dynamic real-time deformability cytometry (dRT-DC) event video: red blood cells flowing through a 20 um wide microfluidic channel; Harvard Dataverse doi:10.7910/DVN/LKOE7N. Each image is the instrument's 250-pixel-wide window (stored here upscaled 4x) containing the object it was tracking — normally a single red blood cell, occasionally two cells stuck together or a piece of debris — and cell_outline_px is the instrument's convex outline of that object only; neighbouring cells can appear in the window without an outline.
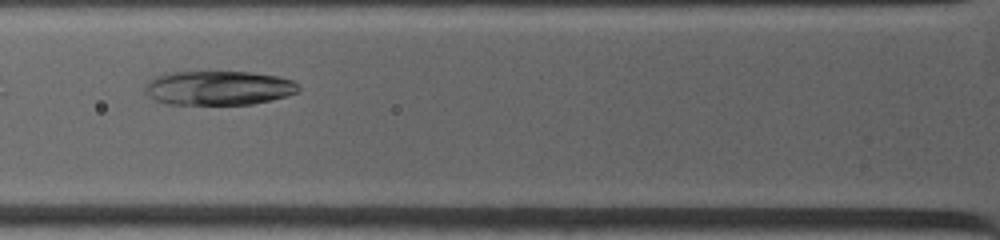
{"species": "common noctule bat (a hibernating species)", "species_latin": "Nyctalus noctula", "temperature_condition": "warm", "stored_images_in_passage": 8, "camera_frame_rate_fps": 4500, "um_per_image_px": 0.085, "animal": {"sex": "female", "body_mass_g": 19.0, "forearm_length_mm": 53.3}, "frame": {"image": 1, "passage_image": 5, "time_ms": 2.222, "image_size_px": [1000, 240], "cell_outline_px": [[300, 92], [288, 96], [272, 100], [252, 104], [168, 104], [156, 100], [148, 96], [144, 92], [144, 84], [148, 80], [156, 76], [168, 72], [252, 72], [276, 76], [292, 80], [300, 88]], "centroid_in_image_um": [18.56, 7.47], "position_along_channel_um": 107.2, "area_um2": 30.87}}
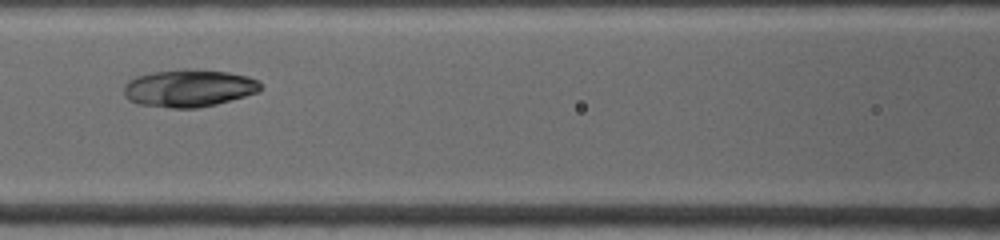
{"frame": {"image": 2, "passage_image": 7, "time_ms": 3.333, "image_size_px": [1000, 240], "cell_outline_px": [[264, 88], [260, 92], [216, 104], [196, 108], [172, 108], [136, 104], [128, 100], [124, 96], [124, 84], [128, 80], [136, 76], [152, 72], [184, 68], [188, 68], [228, 72], [248, 76], [260, 80]], "centroid_in_image_um": [16.07, 7.48], "position_along_channel_um": 150.5, "area_um2": 30.4}}